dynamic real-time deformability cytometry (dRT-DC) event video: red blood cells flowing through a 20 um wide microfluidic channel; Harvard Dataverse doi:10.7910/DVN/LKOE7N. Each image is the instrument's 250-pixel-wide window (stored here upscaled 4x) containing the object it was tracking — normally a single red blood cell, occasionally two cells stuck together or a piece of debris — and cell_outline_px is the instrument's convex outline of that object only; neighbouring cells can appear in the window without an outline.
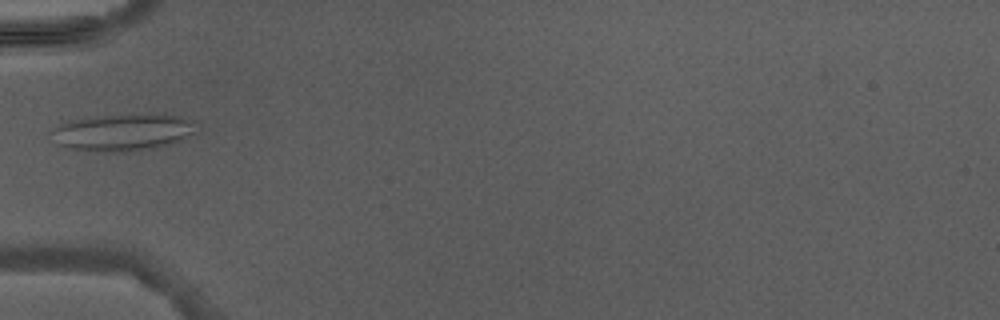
{"species": "Egyptian fruit bat (a non-hibernating species)", "species_latin": "Rousettus aegyptiacus", "temperature_condition": "warm", "stored_images_in_passage": 1, "camera_frame_rate_fps": 3000, "um_per_image_px": 0.085, "animal": {"sex": "male"}, "frame": {"image": 1, "passage_image": 1, "time_ms": 0.0, "image_size_px": [1000, 320], "cell_outline_px": [[200, 124], [196, 132], [180, 140], [168, 144], [152, 148], [128, 152], [104, 152], [68, 148], [60, 144], [44, 132], [60, 124], [72, 120], [104, 116], [180, 116], [200, 120]], "centroid_in_image_um": [10.44, 11.27], "position_along_channel_um": 74.6, "area_um2": 30.98}}